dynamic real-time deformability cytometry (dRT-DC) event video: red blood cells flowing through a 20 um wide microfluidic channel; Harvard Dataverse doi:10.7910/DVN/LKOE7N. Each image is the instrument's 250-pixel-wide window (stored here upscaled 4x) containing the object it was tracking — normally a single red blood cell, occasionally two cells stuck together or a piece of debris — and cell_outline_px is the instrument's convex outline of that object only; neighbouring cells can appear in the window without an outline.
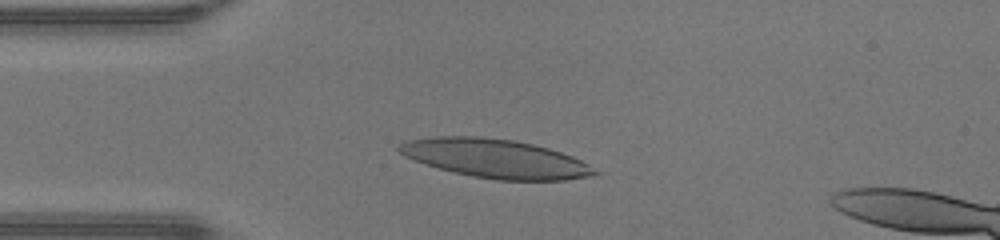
{"species": "human", "species_latin": "Homo sapiens", "temperature_condition": "warm", "stored_images_in_passage": 36, "camera_frame_rate_fps": 3000, "um_per_image_px": 0.085, "donor": {"sex": "male"}, "frame": {"image": 1, "passage_image": 9, "time_ms": 2.667, "image_size_px": [1000, 240], "cell_outline_px": [[604, 172], [588, 176], [564, 180], [496, 180], [472, 176], [440, 168], [404, 156], [396, 148], [400, 144], [408, 140], [436, 136], [480, 136], [516, 140], [548, 148], [572, 156]], "centroid_in_image_um": [42.14, 13.47], "position_along_channel_um": 42.9, "area_um2": 43.93}}
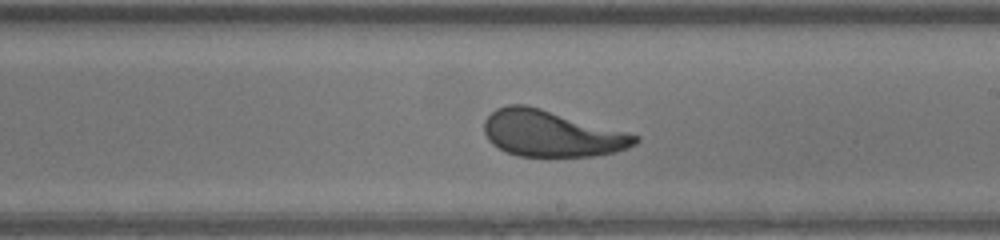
{"frame": {"image": 2, "passage_image": 24, "time_ms": 7.667, "image_size_px": [1000, 240], "cell_outline_px": [[640, 140], [636, 144], [628, 148], [616, 152], [592, 156], [520, 156], [508, 152], [492, 144], [488, 140], [484, 132], [484, 120], [496, 108], [508, 104], [524, 104], [540, 108], [640, 136]], "centroid_in_image_um": [46.86, 11.35], "position_along_channel_um": 242.1, "area_um2": 40.4}}
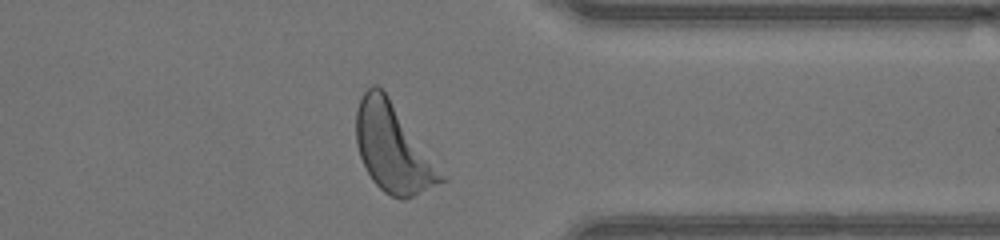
{"frame": {"image": 3, "passage_image": 34, "time_ms": 11.0, "image_size_px": [1000, 240], "cell_outline_px": [[448, 180], [404, 200], [400, 200], [384, 192], [372, 180], [360, 156], [356, 144], [356, 108], [360, 96], [372, 84], [376, 84], [388, 96], [448, 176]], "centroid_in_image_um": [33.43, 12.6], "position_along_channel_um": 378.0, "area_um2": 43.93}, "authors_computed_cell_mechanics": {"area_um2": 42.1651, "velocity_mm_per_s": 4.3539, "shape_relaxation_time_tau1_ms": 2.9179, "shape_relaxation_time_tau2_ms": 1.2176, "deformation_change_tau1": 0.1749, "deformation_change_tau2": 0.0898}}